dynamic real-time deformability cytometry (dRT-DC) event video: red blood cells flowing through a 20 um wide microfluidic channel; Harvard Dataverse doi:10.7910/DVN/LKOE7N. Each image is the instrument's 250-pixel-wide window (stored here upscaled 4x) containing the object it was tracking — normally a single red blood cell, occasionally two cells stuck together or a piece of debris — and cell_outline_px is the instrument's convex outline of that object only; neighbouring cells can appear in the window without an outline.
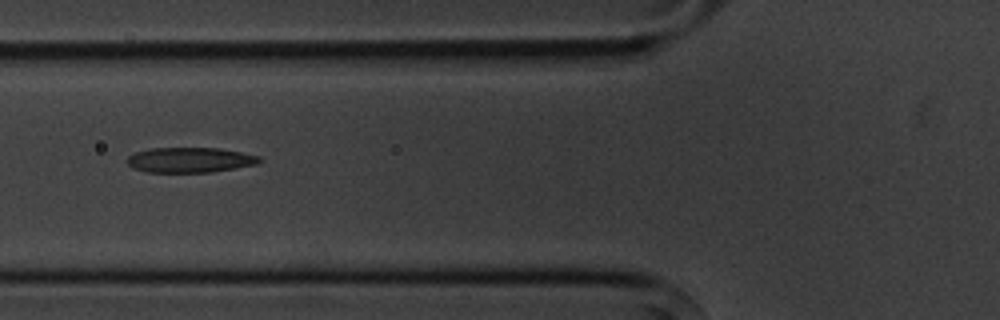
{"species": "common noctule bat (a hibernating species)", "species_latin": "Nyctalus noctula", "temperature_condition": "cold", "stored_images_in_passage": 4, "camera_frame_rate_fps": 3000, "um_per_image_px": 0.085, "animal": {"sex": "male", "body_mass_g": 20.1, "forearm_length_mm": 53.5}, "frame": {"image": 1, "passage_image": 2, "time_ms": 1.0, "image_size_px": [1000, 320], "cell_outline_px": [[260, 160], [256, 164], [212, 172], [148, 172], [132, 168], [124, 160], [128, 156], [136, 152], [148, 148], [216, 148], [240, 152], [260, 156]], "centroid_in_image_um": [16.08, 13.59], "position_along_channel_um": 109.7, "area_um2": 19.31}}
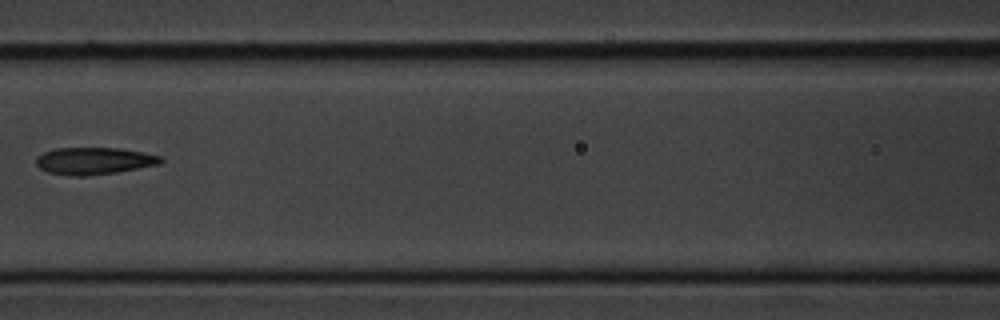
{"frame": {"image": 2, "passage_image": 3, "time_ms": 2.333, "image_size_px": [1000, 320], "cell_outline_px": [[164, 160], [160, 164], [116, 172], [88, 176], [68, 176], [48, 172], [40, 168], [36, 164], [36, 156], [52, 148], [120, 148], [144, 152], [164, 156]], "centroid_in_image_um": [8.0, 13.67], "position_along_channel_um": 158.6, "area_um2": 19.94}}
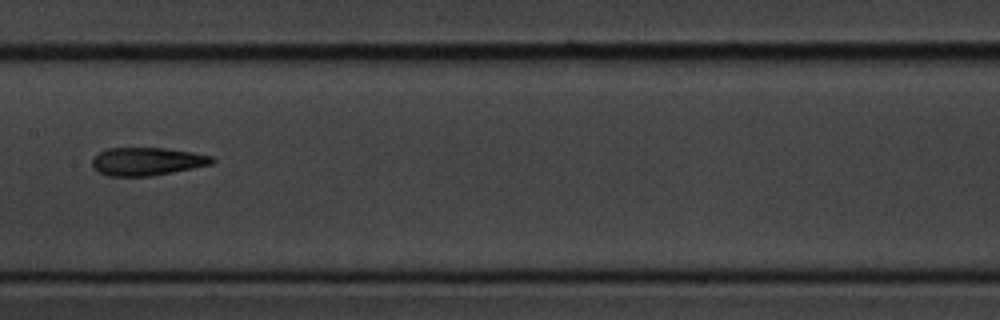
{"frame": {"image": 3, "passage_image": 4, "time_ms": 3.333, "image_size_px": [1000, 320], "cell_outline_px": [[216, 160], [212, 164], [172, 172], [148, 176], [108, 176], [96, 172], [92, 168], [92, 156], [108, 148], [164, 148], [192, 152], [212, 156]], "centroid_in_image_um": [12.45, 13.72], "position_along_channel_um": 195.0, "area_um2": 19.65}}